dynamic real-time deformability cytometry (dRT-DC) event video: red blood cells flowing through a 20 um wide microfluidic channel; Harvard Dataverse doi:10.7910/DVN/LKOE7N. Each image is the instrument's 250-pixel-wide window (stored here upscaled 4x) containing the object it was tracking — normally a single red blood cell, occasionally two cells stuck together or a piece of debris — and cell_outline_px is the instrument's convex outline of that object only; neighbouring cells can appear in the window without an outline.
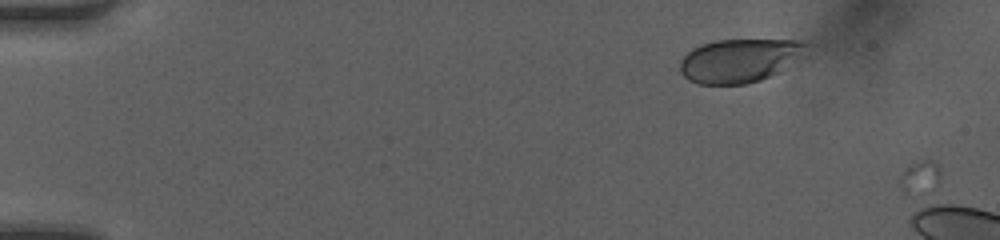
{"species": "human", "species_latin": "Homo sapiens", "temperature_condition": "room temperature", "stored_images_in_passage": 2, "camera_frame_rate_fps": 3000, "um_per_image_px": 0.085, "donor": {"sex": "female"}, "frame": {"image": 1, "passage_image": 1, "time_ms": 0.0, "image_size_px": [1000, 240], "cell_outline_px": [[816, 44], [780, 72], [760, 80], [744, 84], [696, 84], [688, 80], [680, 72], [680, 60], [692, 48], [700, 44], [716, 40], [800, 40]], "centroid_in_image_um": [62.89, 5.13], "position_along_channel_um": 22.1, "area_um2": 32.48}}